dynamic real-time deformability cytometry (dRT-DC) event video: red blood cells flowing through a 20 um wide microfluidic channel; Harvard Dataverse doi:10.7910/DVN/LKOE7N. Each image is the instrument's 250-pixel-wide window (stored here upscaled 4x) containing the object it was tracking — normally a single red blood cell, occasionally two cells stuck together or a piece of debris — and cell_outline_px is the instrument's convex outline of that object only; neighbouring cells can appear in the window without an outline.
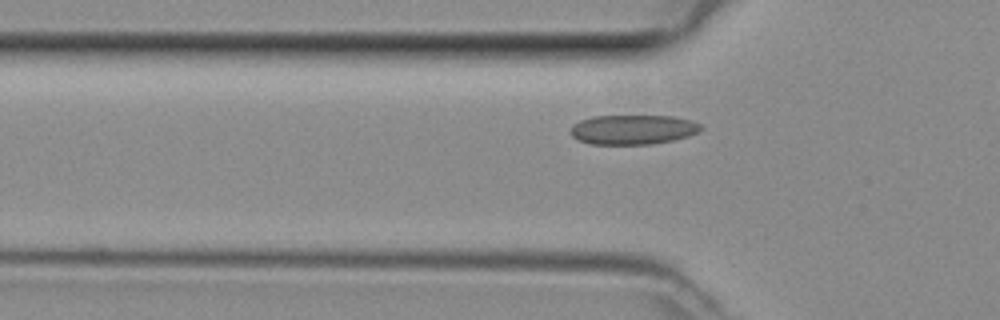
{"species": "common noctule bat (a hibernating species)", "species_latin": "Nyctalus noctula", "temperature_condition": "room temperature", "stored_images_in_passage": 27, "camera_frame_rate_fps": 3000, "um_per_image_px": 0.085, "animal": {"sex": "female", "body_mass_g": 29.2, "forearm_length_mm": 56.3}, "frame": {"image": 1, "passage_image": 3, "time_ms": 0.667, "image_size_px": [1000, 320], "cell_outline_px": [[704, 128], [688, 136], [672, 140], [652, 144], [592, 144], [580, 140], [572, 136], [572, 124], [580, 120], [592, 116], [672, 116], [692, 120], [700, 124]], "centroid_in_image_um": [53.81, 11.0], "position_along_channel_um": 72.0, "area_um2": 22.37}}
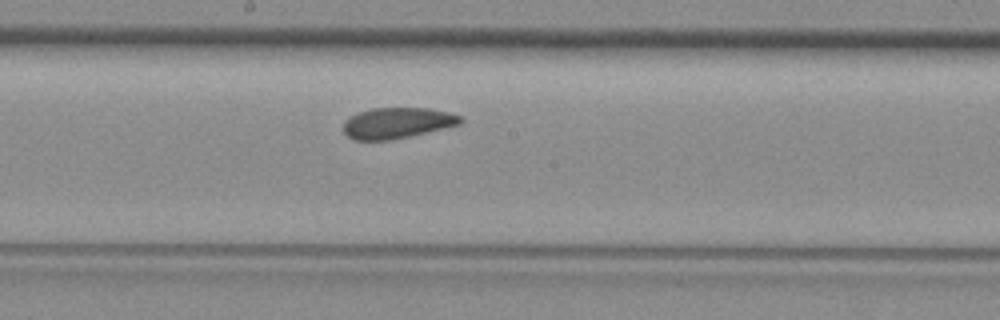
{"frame": {"image": 2, "passage_image": 13, "time_ms": 4.0, "image_size_px": [1000, 320], "cell_outline_px": [[464, 120], [460, 124], [408, 136], [388, 140], [352, 140], [344, 132], [344, 120], [348, 116], [356, 112], [372, 108], [428, 108], [448, 112], [460, 116]], "centroid_in_image_um": [33.7, 10.44], "position_along_channel_um": 214.5, "area_um2": 20.98}}
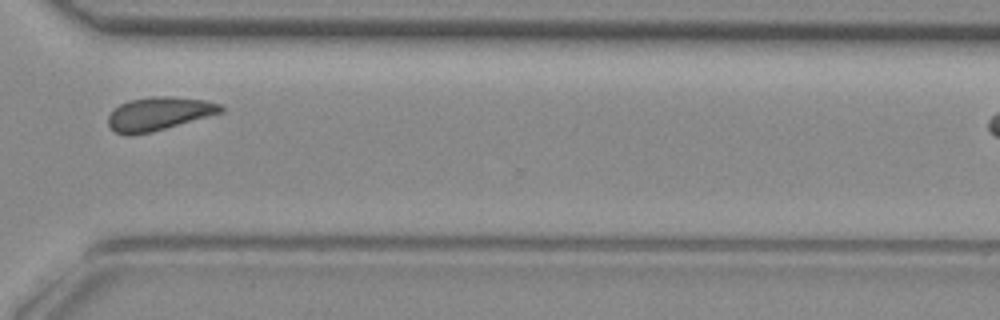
{"frame": {"image": 3, "passage_image": 23, "time_ms": 7.333, "image_size_px": [1000, 320], "cell_outline_px": [[224, 112], [152, 132], [132, 136], [124, 136], [116, 132], [108, 124], [108, 116], [120, 104], [128, 100], [152, 96], [164, 96], [204, 100], [220, 104], [224, 108]], "centroid_in_image_um": [13.49, 9.68], "position_along_channel_um": 357.1, "area_um2": 21.91}}